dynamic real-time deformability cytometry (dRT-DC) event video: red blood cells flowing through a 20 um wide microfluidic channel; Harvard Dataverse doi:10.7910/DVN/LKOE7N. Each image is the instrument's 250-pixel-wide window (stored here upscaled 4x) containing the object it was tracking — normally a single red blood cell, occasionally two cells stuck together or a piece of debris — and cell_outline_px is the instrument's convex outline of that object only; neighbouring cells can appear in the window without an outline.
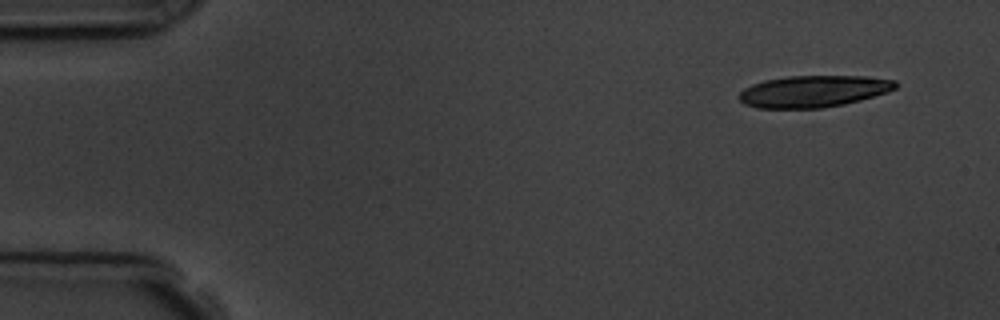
{"species": "common noctule bat (a hibernating species)", "species_latin": "Nyctalus noctula", "temperature_condition": "room temperature", "stored_images_in_passage": 4, "camera_frame_rate_fps": 3000, "um_per_image_px": 0.085, "animal": {"sex": "male", "body_mass_g": 19.5, "forearm_length_mm": 54.6}, "frame": {"image": 1, "passage_image": 1, "time_ms": 0.0, "image_size_px": [1000, 320], "cell_outline_px": [[900, 84], [896, 88], [888, 92], [860, 100], [844, 104], [820, 108], [756, 108], [744, 104], [736, 96], [744, 88], [752, 84], [764, 80], [788, 76], [868, 76], [896, 80]], "centroid_in_image_um": [69.15, 7.75], "position_along_channel_um": 15.9, "area_um2": 29.19}}